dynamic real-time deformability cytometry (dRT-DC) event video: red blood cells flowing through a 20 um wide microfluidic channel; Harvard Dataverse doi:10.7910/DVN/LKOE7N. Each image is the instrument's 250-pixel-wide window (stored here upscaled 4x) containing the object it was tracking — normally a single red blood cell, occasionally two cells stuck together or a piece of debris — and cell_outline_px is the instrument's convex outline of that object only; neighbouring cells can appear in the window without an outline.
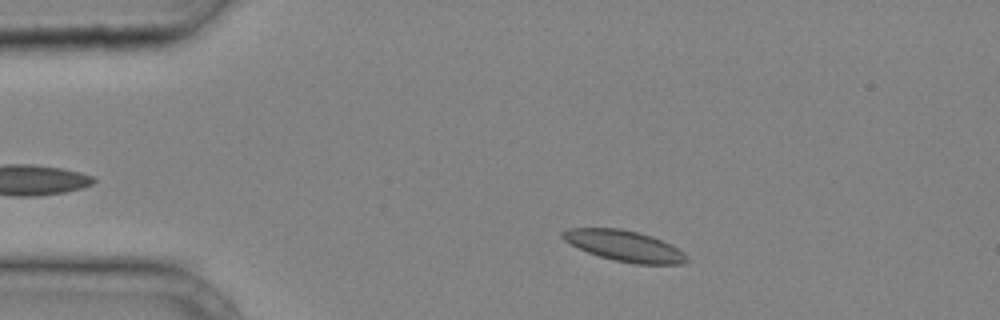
{"species": "common noctule bat (a hibernating species)", "species_latin": "Nyctalus noctula", "temperature_condition": "cold", "stored_images_in_passage": 36, "camera_frame_rate_fps": 3000, "um_per_image_px": 0.085, "animal": {"sex": "male", "body_mass_g": 20.4}, "frame": {"image": 1, "passage_image": 4, "time_ms": 1.0, "image_size_px": [1000, 320], "cell_outline_px": [[688, 260], [684, 264], [636, 264], [616, 260], [600, 256], [588, 252], [564, 240], [560, 236], [560, 232], [568, 228], [620, 228], [652, 236], [672, 244], [684, 252], [688, 256]], "centroid_in_image_um": [53.11, 20.89], "position_along_channel_um": 31.9, "area_um2": 22.25}}
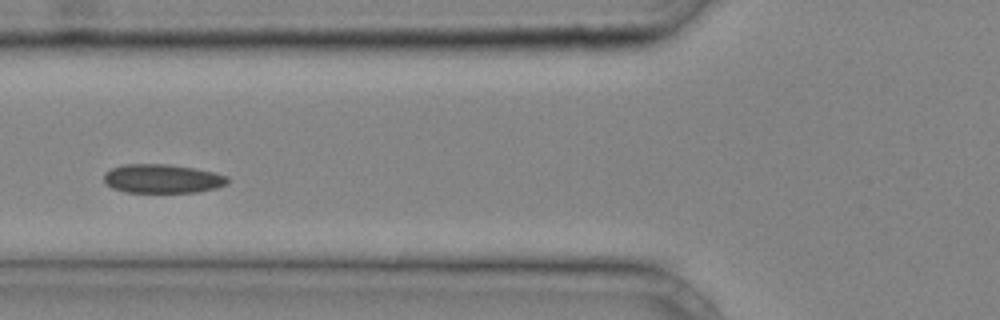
{"frame": {"image": 2, "passage_image": 12, "time_ms": 3.667, "image_size_px": [1000, 320], "cell_outline_px": [[228, 184], [216, 188], [196, 192], [124, 192], [112, 188], [104, 184], [104, 172], [112, 168], [124, 164], [168, 164], [196, 168], [228, 176]], "centroid_in_image_um": [13.78, 15.19], "position_along_channel_um": 112.0, "area_um2": 20.98}}
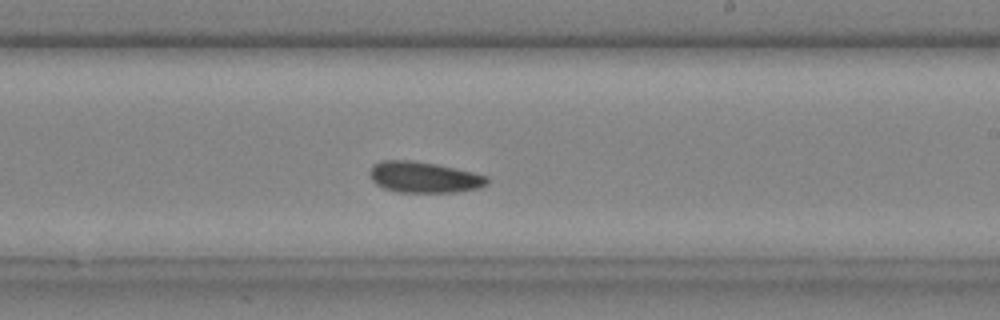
{"frame": {"image": 3, "passage_image": 21, "time_ms": 6.667, "image_size_px": [1000, 320], "cell_outline_px": [[488, 184], [480, 188], [456, 192], [396, 192], [384, 188], [376, 184], [372, 180], [372, 164], [380, 160], [412, 160], [436, 164], [472, 172], [488, 176]], "centroid_in_image_um": [36.06, 15.06], "position_along_channel_um": 252.9, "area_um2": 21.15}}